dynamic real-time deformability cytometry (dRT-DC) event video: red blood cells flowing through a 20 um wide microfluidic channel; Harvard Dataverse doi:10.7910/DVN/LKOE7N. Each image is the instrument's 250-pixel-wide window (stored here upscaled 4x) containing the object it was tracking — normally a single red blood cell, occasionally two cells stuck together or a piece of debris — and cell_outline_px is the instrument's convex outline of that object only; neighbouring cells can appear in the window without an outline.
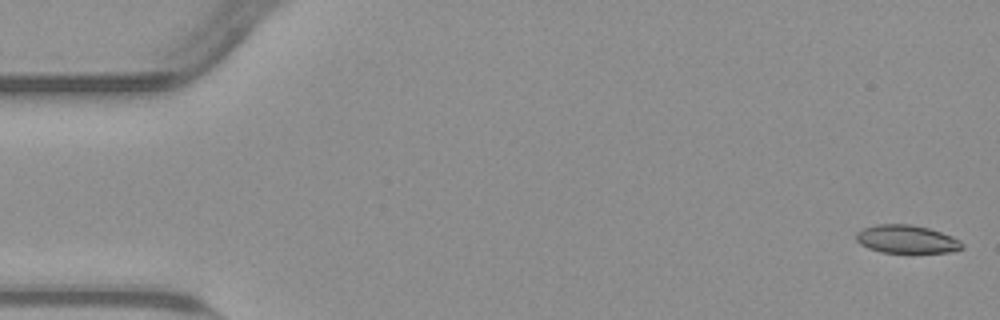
{"species": "common noctule bat (a hibernating species)", "species_latin": "Nyctalus noctula", "temperature_condition": "warm", "stored_images_in_passage": 11, "camera_frame_rate_fps": 3000, "um_per_image_px": 0.085, "animal": {"sex": "male", "body_mass_g": 23.1, "forearm_length_mm": 52.7}, "frame": {"image": 1, "passage_image": 2, "time_ms": 0.333, "image_size_px": [1000, 320], "cell_outline_px": [[964, 248], [948, 252], [880, 252], [868, 248], [860, 244], [856, 240], [856, 232], [860, 228], [876, 224], [912, 224], [928, 228], [952, 236], [960, 240], [964, 244]], "centroid_in_image_um": [77.03, 20.32], "position_along_channel_um": 8.0, "area_um2": 17.46}}